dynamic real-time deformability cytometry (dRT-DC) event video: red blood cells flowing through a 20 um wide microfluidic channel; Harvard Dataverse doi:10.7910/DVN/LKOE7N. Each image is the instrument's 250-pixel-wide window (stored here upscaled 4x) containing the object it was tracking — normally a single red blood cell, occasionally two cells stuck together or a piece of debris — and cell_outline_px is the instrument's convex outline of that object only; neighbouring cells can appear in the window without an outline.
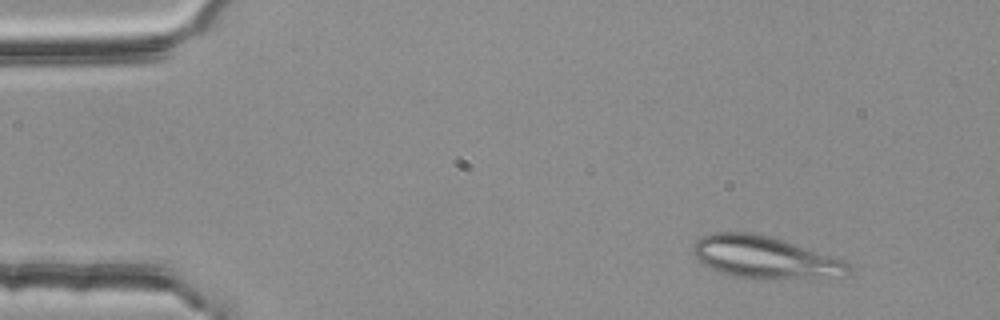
{"species": "common noctule bat (a hibernating species)", "species_latin": "Nyctalus noctula", "temperature_condition": "room temperature", "stored_images_in_passage": 4, "segment_of_instrument_passage": [1, 2], "camera_frame_rate_fps": 3000, "um_per_image_px": 0.085, "animal": {"sex": "female", "body_mass_g": 25.1}, "frame": {"image": 1, "passage_image": 2, "time_ms": 0.333, "image_size_px": [1000, 320], "cell_outline_px": [[848, 268], [840, 276], [808, 280], [736, 276], [720, 272], [704, 264], [692, 252], [692, 248], [696, 240], [712, 232], [752, 232], [768, 236], [840, 256], [848, 264]], "centroid_in_image_um": [65.07, 21.86], "position_along_channel_um": 19.9, "area_um2": 38.21}}